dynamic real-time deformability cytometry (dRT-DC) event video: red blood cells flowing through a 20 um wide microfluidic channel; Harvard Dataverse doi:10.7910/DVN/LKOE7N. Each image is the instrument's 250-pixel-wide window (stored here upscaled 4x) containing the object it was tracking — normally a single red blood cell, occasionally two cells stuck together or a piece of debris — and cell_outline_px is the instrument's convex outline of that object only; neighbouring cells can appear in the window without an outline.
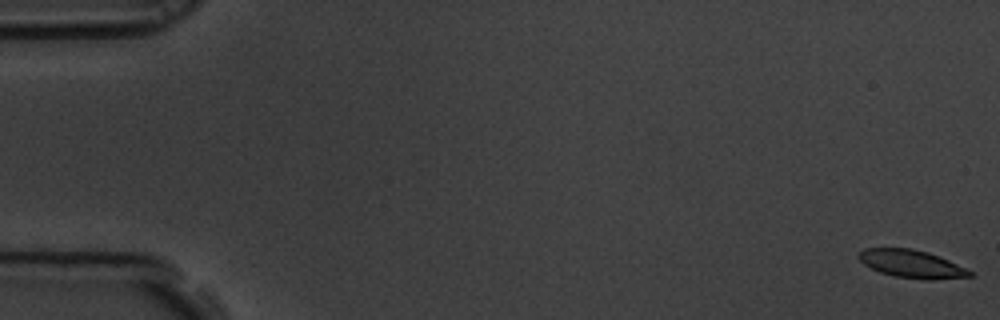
{"species": "common noctule bat (a hibernating species)", "species_latin": "Nyctalus noctula", "temperature_condition": "room temperature", "stored_images_in_passage": 60, "camera_frame_rate_fps": 3000, "um_per_image_px": 0.085, "animal": {"sex": "male", "body_mass_g": 19.5, "forearm_length_mm": 54.6}, "frame": {"image": 1, "passage_image": 1, "time_ms": 0.0, "image_size_px": [1000, 320], "cell_outline_px": [[972, 276], [932, 280], [924, 280], [896, 276], [880, 272], [864, 264], [856, 256], [864, 248], [912, 248], [928, 252], [948, 260], [972, 272]], "centroid_in_image_um": [77.46, 22.43], "position_along_channel_um": 7.5, "area_um2": 17.86}}
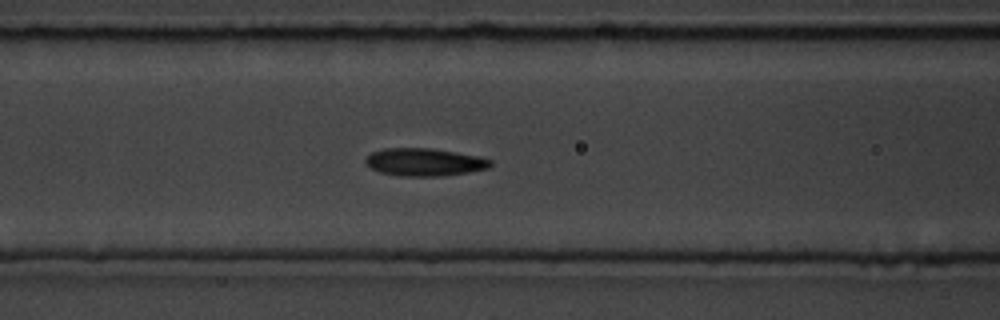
{"frame": {"image": 2, "passage_image": 25, "time_ms": 8.0, "image_size_px": [1000, 320], "cell_outline_px": [[492, 164], [488, 168], [468, 172], [440, 176], [400, 176], [380, 172], [372, 168], [364, 160], [372, 152], [384, 148], [432, 148], [480, 156], [492, 160]], "centroid_in_image_um": [36.1, 13.77], "position_along_channel_um": 130.5, "area_um2": 20.11}}
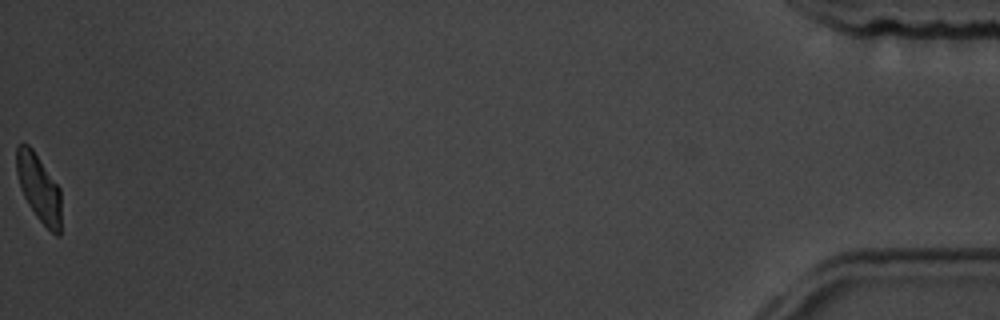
{"frame": {"image": 3, "passage_image": 60, "time_ms": 19.667, "image_size_px": [1000, 320], "cell_outline_px": [[60, 236], [56, 236], [36, 216], [28, 204], [20, 188], [16, 172], [16, 148], [20, 144], [28, 144], [32, 148], [60, 188]], "centroid_in_image_um": [3.29, 15.97], "position_along_channel_um": 431.9, "area_um2": 17.4}, "authors_computed_cell_mechanics": {"area_um2": 19.3052, "velocity_mm_per_s": 3.446, "shape_relaxation_time_tau1_ms": 3.7183, "shape_relaxation_time_tau2_ms": 1.9918, "deformation_change_tau1": 0.1283, "deformation_change_tau2": 0.0701}}